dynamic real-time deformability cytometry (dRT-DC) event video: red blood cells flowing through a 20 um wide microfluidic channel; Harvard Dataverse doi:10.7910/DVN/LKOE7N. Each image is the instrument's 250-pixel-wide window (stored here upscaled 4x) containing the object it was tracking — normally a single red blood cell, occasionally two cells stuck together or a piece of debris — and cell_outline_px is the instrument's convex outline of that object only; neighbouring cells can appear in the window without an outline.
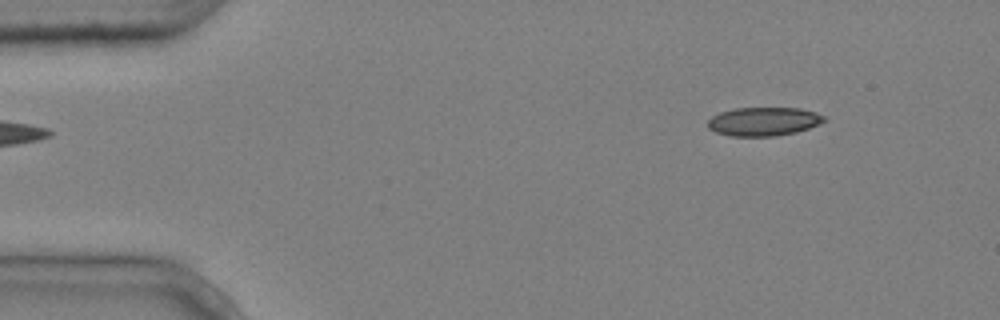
{"species": "common noctule bat (a hibernating species)", "species_latin": "Nyctalus noctula", "temperature_condition": "cold", "stored_images_in_passage": 5, "segment_of_instrument_passage": [2, 2], "camera_frame_rate_fps": 3000, "um_per_image_px": 0.085, "animal": {"sex": "male", "body_mass_g": 20.4}, "frame": {"image": 1, "passage_image": 5, "time_ms": 1.333, "image_size_px": [1000, 320], "cell_outline_px": [[828, 120], [808, 128], [796, 132], [776, 136], [728, 136], [716, 132], [708, 128], [708, 120], [712, 116], [720, 112], [736, 108], [800, 108], [816, 112], [824, 116]], "centroid_in_image_um": [64.91, 10.33], "position_along_channel_um": 20.1, "area_um2": 19.48}}